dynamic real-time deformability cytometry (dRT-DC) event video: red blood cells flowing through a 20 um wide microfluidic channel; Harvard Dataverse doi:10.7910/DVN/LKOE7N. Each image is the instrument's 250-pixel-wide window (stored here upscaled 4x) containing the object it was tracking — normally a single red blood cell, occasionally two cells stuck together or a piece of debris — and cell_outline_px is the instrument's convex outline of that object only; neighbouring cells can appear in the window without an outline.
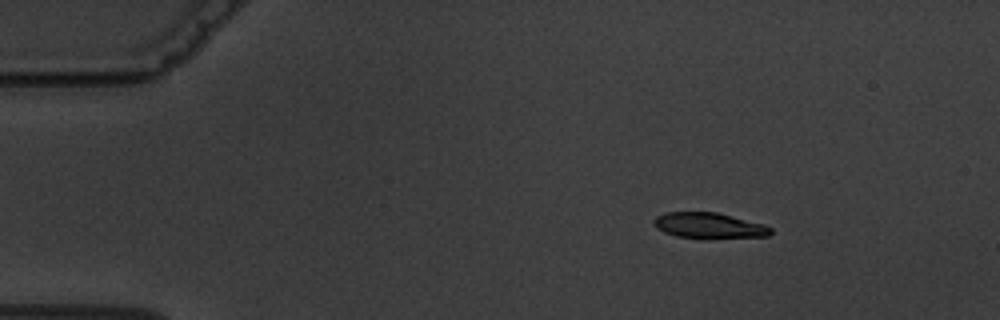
{"species": "common noctule bat (a hibernating species)", "species_latin": "Nyctalus noctula", "temperature_condition": "warm", "stored_images_in_passage": 3, "camera_frame_rate_fps": 3000, "um_per_image_px": 0.085, "animal": {"sex": "male", "body_mass_g": 19.5, "forearm_length_mm": 54.6}, "frame": {"image": 1, "passage_image": 1, "time_ms": 0.0, "image_size_px": [1000, 320], "cell_outline_px": [[772, 232], [768, 236], [676, 236], [664, 232], [656, 228], [652, 224], [652, 220], [656, 216], [664, 212], [716, 212], [764, 224], [772, 228]], "centroid_in_image_um": [60.19, 19.12], "position_along_channel_um": 24.8, "area_um2": 16.76}}